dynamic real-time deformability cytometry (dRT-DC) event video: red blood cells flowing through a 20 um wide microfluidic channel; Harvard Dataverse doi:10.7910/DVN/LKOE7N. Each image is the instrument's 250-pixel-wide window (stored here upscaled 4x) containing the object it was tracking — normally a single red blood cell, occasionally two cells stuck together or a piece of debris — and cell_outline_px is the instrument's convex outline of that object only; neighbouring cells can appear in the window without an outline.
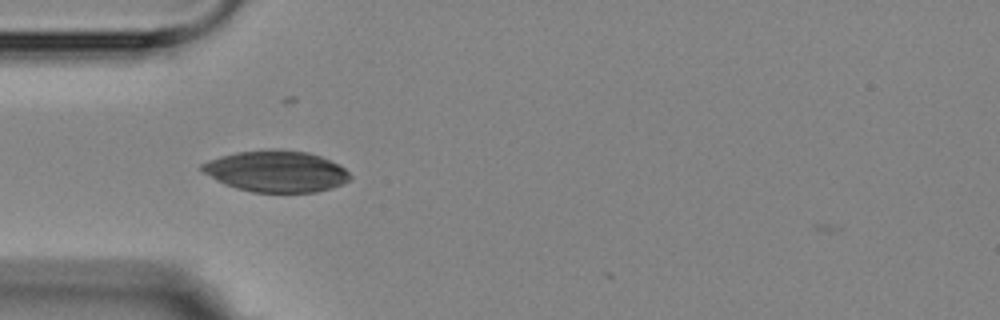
{"species": "Egyptian fruit bat (a non-hibernating species)", "species_latin": "Rousettus aegyptiacus", "temperature_condition": "room temperature", "stored_images_in_passage": 2, "camera_frame_rate_fps": 3000, "um_per_image_px": 0.085, "animal": {"sex": "female"}, "frame": {"image": 1, "passage_image": 2, "time_ms": 1.0, "image_size_px": [1000, 320], "cell_outline_px": [[352, 176], [348, 180], [332, 188], [316, 192], [252, 192], [236, 188], [224, 184], [200, 172], [200, 164], [208, 160], [220, 156], [236, 152], [308, 152], [320, 156], [340, 164]], "centroid_in_image_um": [23.45, 14.6], "position_along_channel_um": 61.6, "area_um2": 34.97}}